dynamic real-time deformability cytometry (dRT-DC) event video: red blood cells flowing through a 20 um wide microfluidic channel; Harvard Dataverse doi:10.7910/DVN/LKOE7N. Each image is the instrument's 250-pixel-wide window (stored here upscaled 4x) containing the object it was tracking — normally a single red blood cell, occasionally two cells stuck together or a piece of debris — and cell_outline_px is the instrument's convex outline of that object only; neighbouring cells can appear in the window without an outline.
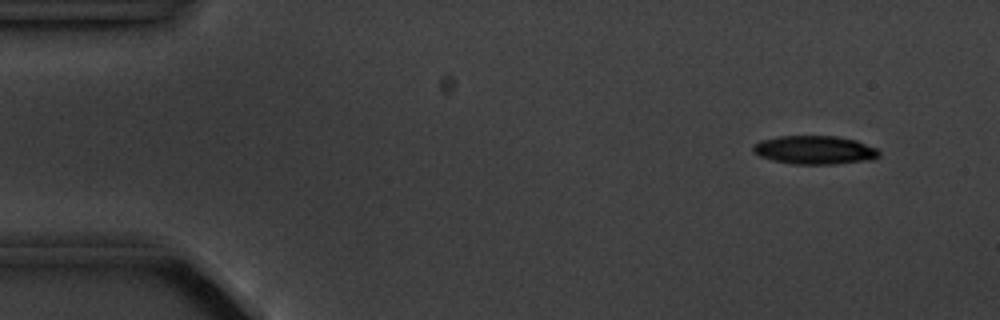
{"species": "common noctule bat (a hibernating species)", "species_latin": "Nyctalus noctula", "temperature_condition": "cold", "stored_images_in_passage": 5, "camera_frame_rate_fps": 3000, "um_per_image_px": 0.085, "animal": {"sex": "male", "body_mass_g": 20.1, "forearm_length_mm": 53.5}, "frame": {"image": 1, "passage_image": 1, "time_ms": 0.0, "image_size_px": [1000, 320], "cell_outline_px": [[880, 156], [872, 160], [836, 164], [796, 164], [772, 160], [760, 156], [752, 148], [760, 140], [780, 136], [836, 136], [856, 140], [876, 148], [880, 152]], "centroid_in_image_um": [69.3, 12.75], "position_along_channel_um": 15.7, "area_um2": 20.87}}